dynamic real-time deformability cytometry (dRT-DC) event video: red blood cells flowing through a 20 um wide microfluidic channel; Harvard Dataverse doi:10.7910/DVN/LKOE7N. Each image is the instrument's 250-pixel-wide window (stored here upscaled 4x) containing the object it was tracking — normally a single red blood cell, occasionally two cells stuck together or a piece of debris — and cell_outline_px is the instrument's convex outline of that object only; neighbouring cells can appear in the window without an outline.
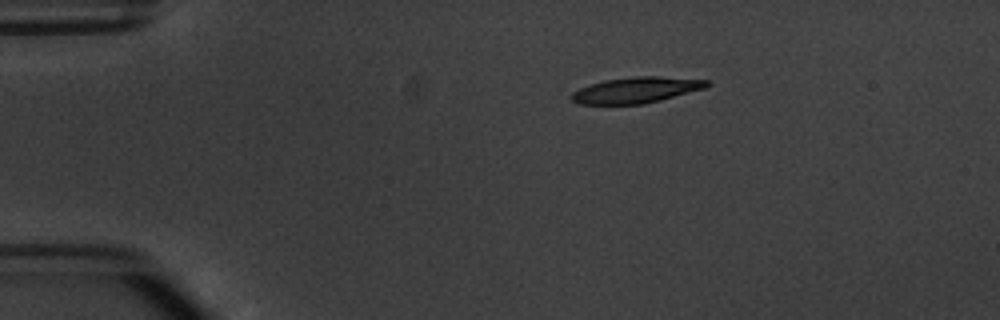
{"species": "common noctule bat (a hibernating species)", "species_latin": "Nyctalus noctula", "temperature_condition": "warm", "stored_images_in_passage": 5, "camera_frame_rate_fps": 3000, "um_per_image_px": 0.085, "animal": {"sex": "male", "body_mass_g": 20.1, "forearm_length_mm": 53.5}, "frame": {"image": 1, "passage_image": 1, "time_ms": 0.0, "image_size_px": [1000, 320], "cell_outline_px": [[708, 84], [704, 88], [660, 100], [644, 104], [580, 104], [572, 100], [572, 92], [580, 88], [604, 80], [632, 76], [660, 76], [708, 80]], "centroid_in_image_um": [54.06, 7.65], "position_along_channel_um": 30.9, "area_um2": 20.17}}
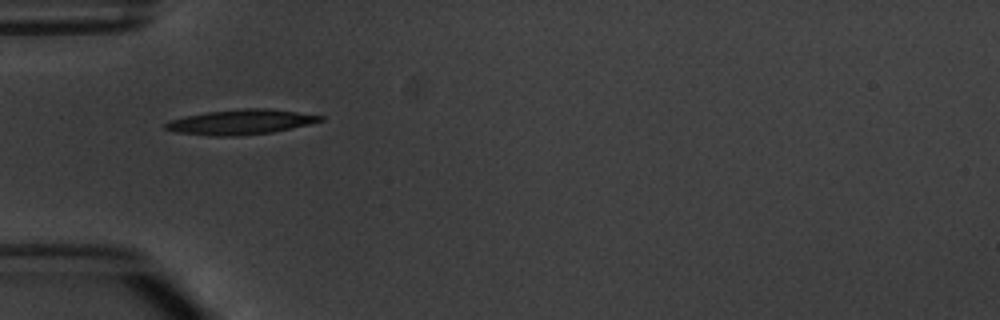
{"frame": {"image": 2, "passage_image": 3, "time_ms": 2.333, "image_size_px": [1000, 320], "cell_outline_px": [[324, 120], [308, 124], [272, 132], [236, 136], [212, 136], [176, 132], [164, 128], [164, 124], [168, 120], [208, 112], [244, 108], [268, 108], [324, 116]], "centroid_in_image_um": [20.44, 10.37], "position_along_channel_um": 64.6, "area_um2": 22.25}}
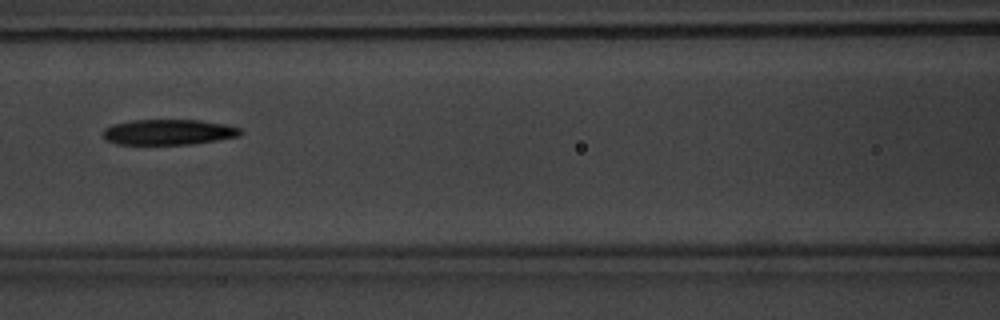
{"frame": {"image": 3, "passage_image": 5, "time_ms": 4.667, "image_size_px": [1000, 320], "cell_outline_px": [[244, 132], [240, 136], [192, 144], [116, 144], [104, 140], [104, 128], [112, 124], [132, 120], [200, 120], [224, 124], [240, 128]], "centroid_in_image_um": [14.32, 11.23], "position_along_channel_um": 152.3, "area_um2": 20.46}}